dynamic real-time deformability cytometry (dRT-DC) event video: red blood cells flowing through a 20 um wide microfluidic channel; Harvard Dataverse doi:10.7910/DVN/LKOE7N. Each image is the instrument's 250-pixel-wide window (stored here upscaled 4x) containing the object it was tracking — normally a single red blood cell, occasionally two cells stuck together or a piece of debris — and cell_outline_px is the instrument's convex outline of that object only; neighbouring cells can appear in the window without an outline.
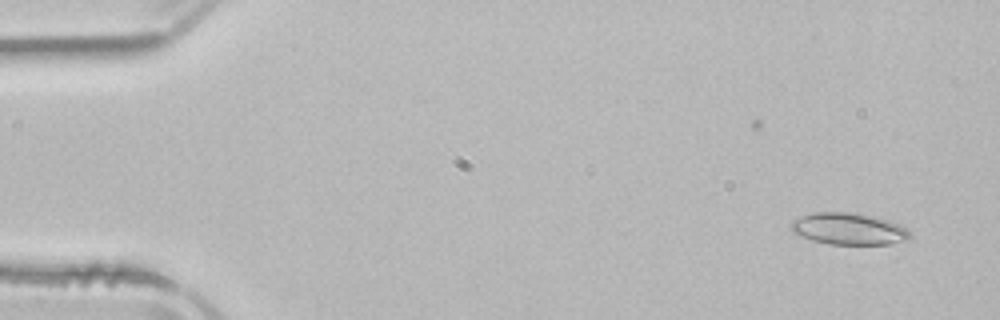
{"species": "common noctule bat (a hibernating species)", "species_latin": "Nyctalus noctula", "temperature_condition": "room temperature", "stored_images_in_passage": 40, "camera_frame_rate_fps": 3000, "um_per_image_px": 0.085, "animal": {"sex": "male", "body_mass_g": 21.5, "forearm_length_mm": 52.0}, "frame": {"image": 1, "passage_image": 2, "time_ms": 0.333, "image_size_px": [1000, 320], "cell_outline_px": [[912, 236], [908, 240], [888, 244], [828, 244], [812, 240], [792, 232], [788, 224], [792, 220], [800, 216], [812, 212], [848, 212], [872, 216], [888, 220], [900, 224]], "centroid_in_image_um": [72.09, 19.45], "position_along_channel_um": 12.9, "area_um2": 22.08}}
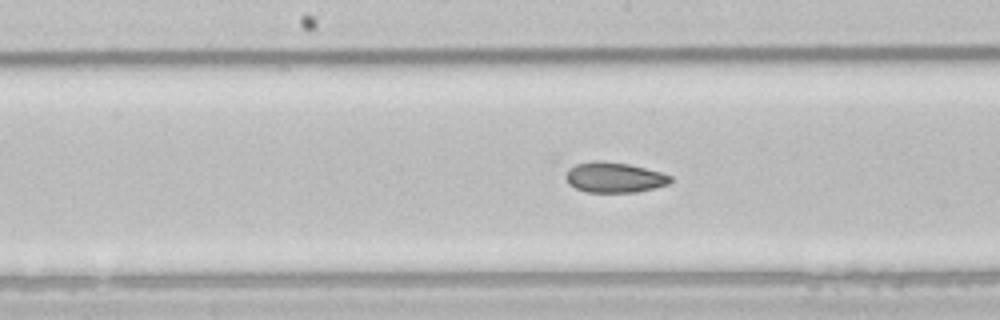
{"frame": {"image": 2, "passage_image": 25, "time_ms": 8.0, "image_size_px": [1000, 320], "cell_outline_px": [[672, 180], [668, 184], [636, 192], [588, 192], [576, 188], [568, 184], [564, 176], [568, 168], [576, 164], [592, 160], [604, 160], [628, 164], [660, 172], [672, 176]], "centroid_in_image_um": [52.16, 15.06], "position_along_channel_um": 196.0, "area_um2": 18.55}}
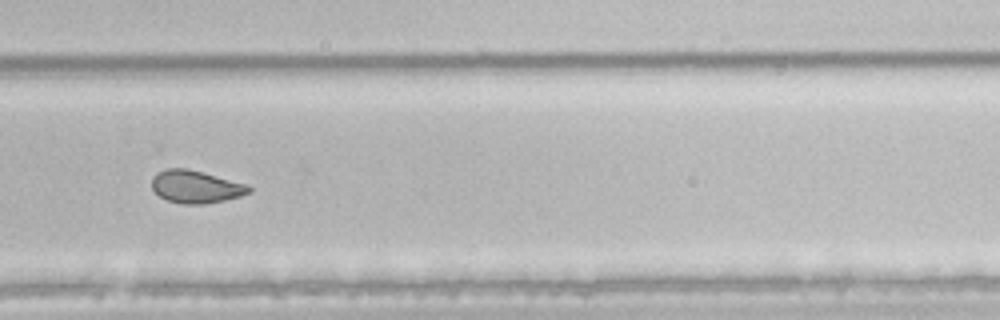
{"frame": {"image": 3, "passage_image": 34, "time_ms": 11.0, "image_size_px": [1000, 320], "cell_outline_px": [[252, 192], [240, 196], [224, 200], [204, 204], [184, 204], [168, 200], [160, 196], [152, 188], [152, 176], [156, 172], [168, 168], [188, 168], [204, 172], [248, 184], [252, 188]], "centroid_in_image_um": [16.66, 15.86], "position_along_channel_um": 313.1, "area_um2": 18.61}, "authors_computed_cell_mechanics": {"area_um2": 19.2185, "velocity_mm_per_s": 3.9315, "shape_relaxation_time_tau1_ms": 11.1834, "shape_relaxation_time_tau2_ms": 2.3723, "deformation_change_tau1": 0.1622, "deformation_change_tau2": 0.0758}}